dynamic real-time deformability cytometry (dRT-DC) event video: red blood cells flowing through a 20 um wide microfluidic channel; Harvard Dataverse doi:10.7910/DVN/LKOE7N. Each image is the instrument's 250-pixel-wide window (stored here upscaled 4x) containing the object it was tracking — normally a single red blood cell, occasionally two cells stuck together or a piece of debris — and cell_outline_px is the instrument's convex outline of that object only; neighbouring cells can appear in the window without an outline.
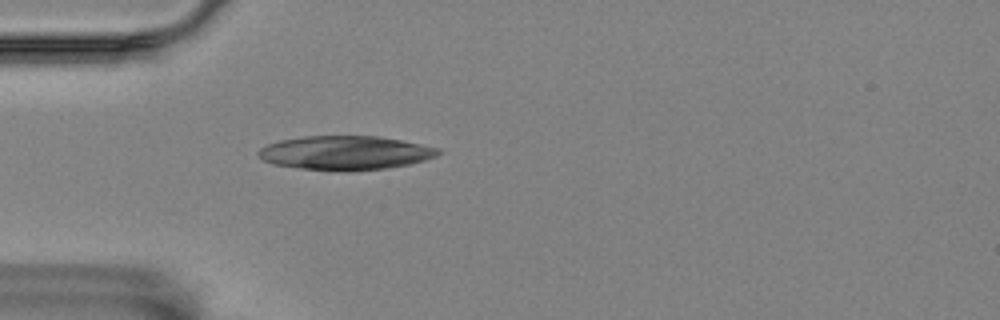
{"species": "Egyptian fruit bat (a non-hibernating species)", "species_latin": "Rousettus aegyptiacus", "temperature_condition": "room temperature", "stored_images_in_passage": 1, "camera_frame_rate_fps": 3000, "um_per_image_px": 0.085, "animal": {"sex": "female"}, "frame": {"image": 1, "passage_image": 1, "time_ms": 0.0, "image_size_px": [1000, 320], "cell_outline_px": [[444, 152], [436, 156], [424, 160], [408, 164], [388, 168], [352, 172], [328, 172], [272, 164], [256, 156], [256, 152], [260, 148], [268, 144], [280, 140], [304, 136], [380, 136], [440, 148]], "centroid_in_image_um": [29.33, 13.01], "position_along_channel_um": 55.7, "area_um2": 36.24}}